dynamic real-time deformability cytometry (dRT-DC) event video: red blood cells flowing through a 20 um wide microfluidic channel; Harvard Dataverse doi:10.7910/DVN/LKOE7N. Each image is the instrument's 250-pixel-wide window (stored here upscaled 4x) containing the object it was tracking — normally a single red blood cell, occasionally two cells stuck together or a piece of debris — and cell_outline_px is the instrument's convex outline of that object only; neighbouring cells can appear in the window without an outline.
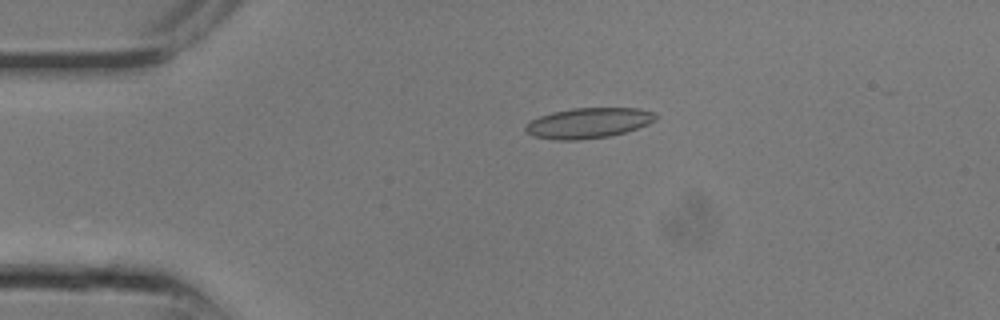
{"species": "common noctule bat (a hibernating species)", "species_latin": "Nyctalus noctula", "temperature_condition": "room temperature", "stored_images_in_passage": 11, "camera_frame_rate_fps": 3000, "um_per_image_px": 0.085, "animal": {"sex": "male", "body_mass_g": 13.3}, "frame": {"image": 1, "passage_image": 1, "time_ms": 0.0, "image_size_px": [1000, 320], "cell_outline_px": [[656, 120], [648, 124], [624, 132], [608, 136], [580, 140], [556, 140], [532, 136], [524, 132], [524, 128], [532, 120], [540, 116], [552, 112], [572, 108], [640, 108], [656, 112]], "centroid_in_image_um": [50.01, 10.45], "position_along_channel_um": 35.0, "area_um2": 23.06}}
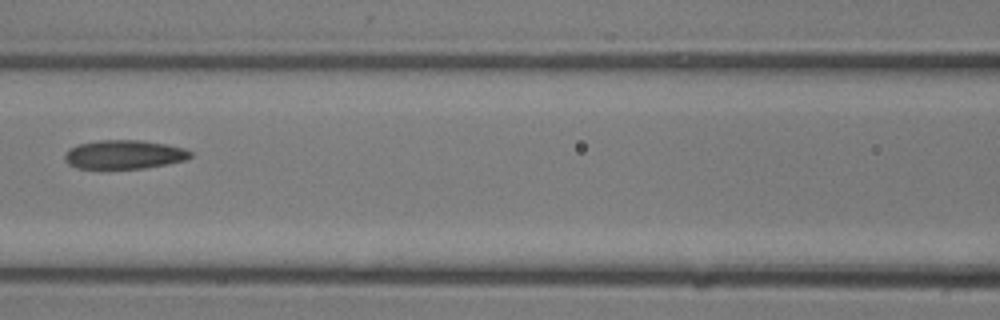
{"frame": {"image": 2, "passage_image": 7, "time_ms": 2.0, "image_size_px": [1000, 320], "cell_outline_px": [[192, 156], [184, 160], [144, 168], [76, 168], [68, 164], [64, 160], [64, 156], [68, 148], [76, 144], [100, 140], [140, 140], [164, 144], [184, 148], [192, 152]], "centroid_in_image_um": [10.49, 13.12], "position_along_channel_um": 156.1, "area_um2": 21.04}}
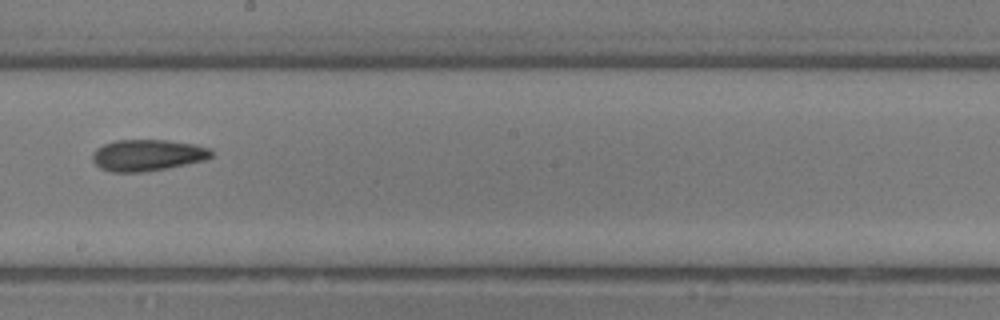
{"frame": {"image": 3, "passage_image": 10, "time_ms": 3.0, "image_size_px": [1000, 320], "cell_outline_px": [[212, 156], [204, 160], [168, 168], [140, 172], [112, 172], [100, 168], [92, 160], [92, 152], [96, 148], [104, 144], [116, 140], [168, 140], [196, 144], [212, 148]], "centroid_in_image_um": [12.54, 13.18], "position_along_channel_um": 235.7, "area_um2": 21.91}}